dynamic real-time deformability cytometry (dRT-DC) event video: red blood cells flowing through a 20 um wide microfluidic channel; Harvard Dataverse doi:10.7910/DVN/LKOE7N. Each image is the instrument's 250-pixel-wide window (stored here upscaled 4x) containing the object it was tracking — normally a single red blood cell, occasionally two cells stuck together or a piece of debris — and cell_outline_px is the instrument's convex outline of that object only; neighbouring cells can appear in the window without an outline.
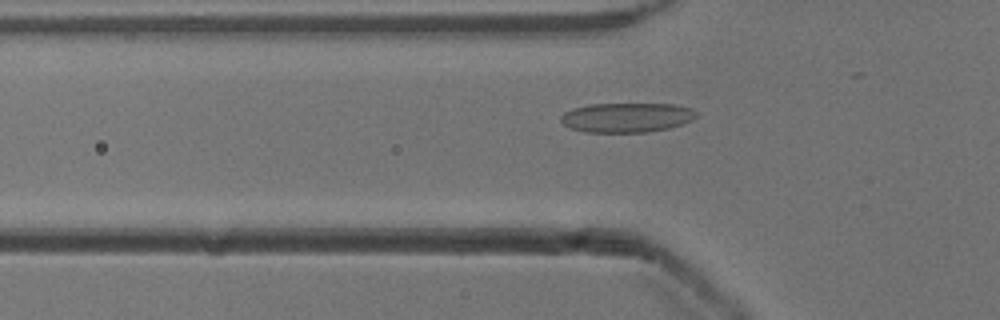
{"species": "common noctule bat (a hibernating species)", "species_latin": "Nyctalus noctula", "temperature_condition": "cold", "stored_images_in_passage": 9, "camera_frame_rate_fps": 3000, "um_per_image_px": 0.085, "animal": {"sex": "male", "body_mass_g": 13.3}, "frame": {"image": 1, "passage_image": 3, "time_ms": 0.667, "image_size_px": [1000, 320], "cell_outline_px": [[700, 112], [692, 120], [668, 128], [648, 132], [584, 132], [568, 128], [560, 120], [560, 116], [564, 112], [572, 108], [588, 104], [672, 104], [692, 108]], "centroid_in_image_um": [53.25, 9.98], "position_along_channel_um": 72.6, "area_um2": 23.52}}
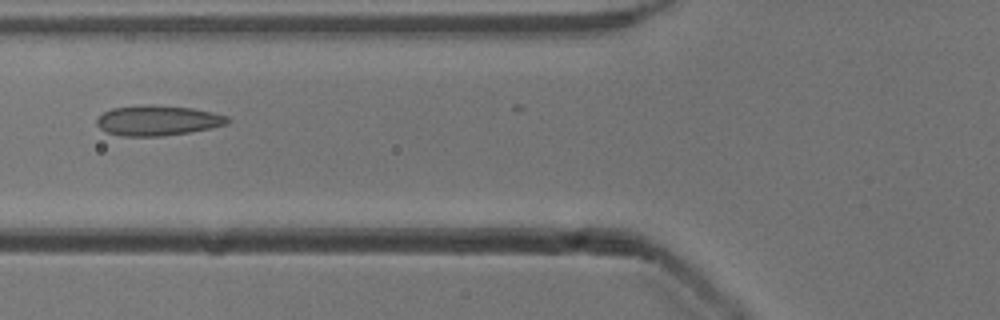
{"frame": {"image": 2, "passage_image": 6, "time_ms": 1.667, "image_size_px": [1000, 320], "cell_outline_px": [[232, 120], [228, 124], [212, 128], [164, 136], [120, 136], [108, 132], [100, 128], [96, 124], [96, 120], [104, 112], [112, 108], [192, 108], [212, 112], [228, 116]], "centroid_in_image_um": [13.47, 10.3], "position_along_channel_um": 112.3, "area_um2": 21.91}}